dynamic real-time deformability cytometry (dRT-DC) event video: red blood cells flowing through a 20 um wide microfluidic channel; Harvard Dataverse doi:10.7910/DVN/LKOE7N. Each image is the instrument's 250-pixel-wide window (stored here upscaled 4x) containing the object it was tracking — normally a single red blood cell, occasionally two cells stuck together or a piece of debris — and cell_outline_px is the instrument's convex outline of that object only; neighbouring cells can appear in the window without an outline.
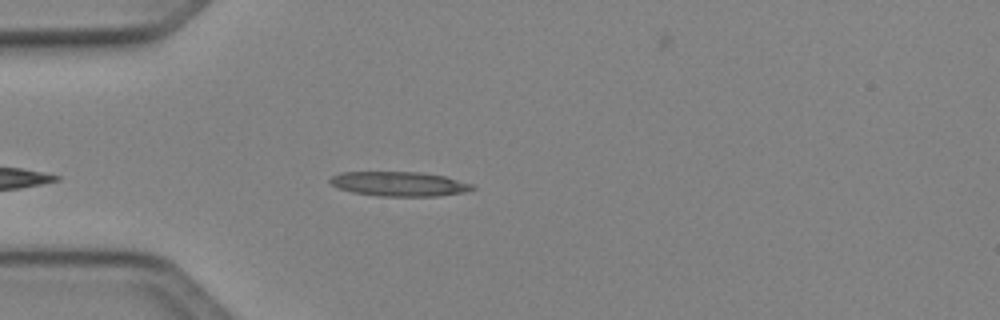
{"species": "Egyptian fruit bat (a non-hibernating species)", "species_latin": "Rousettus aegyptiacus", "temperature_condition": "cold", "stored_images_in_passage": 32, "camera_frame_rate_fps": 3000, "um_per_image_px": 0.085, "animal": {"sex": "female"}, "frame": {"image": 1, "passage_image": 6, "time_ms": 1.667, "image_size_px": [1000, 320], "cell_outline_px": [[476, 188], [464, 192], [436, 196], [380, 196], [352, 192], [340, 188], [332, 184], [328, 180], [332, 176], [340, 172], [420, 172], [444, 176], [472, 184]], "centroid_in_image_um": [33.92, 15.63], "position_along_channel_um": 51.1, "area_um2": 20.17}}
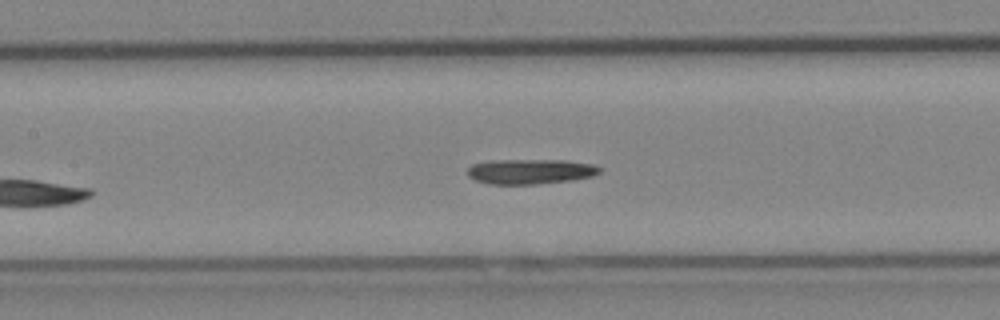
{"frame": {"image": 2, "passage_image": 15, "time_ms": 4.667, "image_size_px": [1000, 320], "cell_outline_px": [[604, 168], [600, 172], [592, 176], [572, 180], [536, 184], [488, 184], [476, 180], [468, 176], [468, 168], [472, 164], [492, 160], [564, 160], [596, 164]], "centroid_in_image_um": [45.12, 14.57], "position_along_channel_um": 162.3, "area_um2": 19.42}}
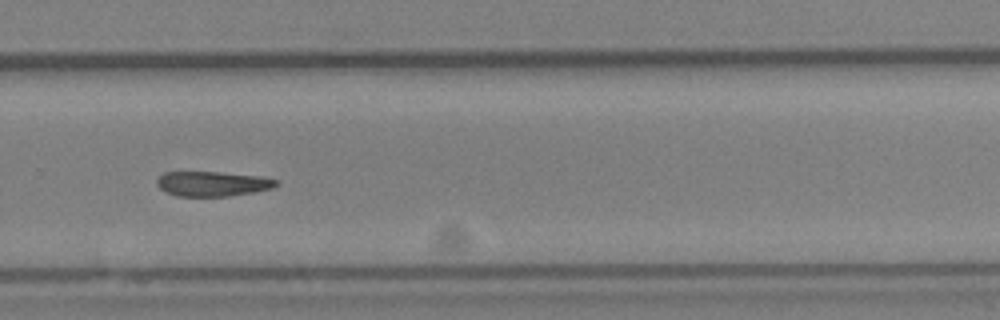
{"frame": {"image": 3, "passage_image": 26, "time_ms": 8.333, "image_size_px": [1000, 320], "cell_outline_px": [[280, 184], [272, 188], [252, 192], [228, 196], [176, 196], [164, 192], [156, 184], [156, 180], [164, 172], [220, 172], [264, 176], [280, 180]], "centroid_in_image_um": [18.09, 15.61], "position_along_channel_um": 311.7, "area_um2": 17.51}, "authors_computed_cell_mechanics": {"area_um2": 18.9873, "velocity_mm_per_s": 4.0809, "shape_relaxation_time_tau1_ms": null, "shape_relaxation_time_tau2_ms": 5.0938, "deformation_change_tau1": null, "deformation_change_tau2": 0.1089}}